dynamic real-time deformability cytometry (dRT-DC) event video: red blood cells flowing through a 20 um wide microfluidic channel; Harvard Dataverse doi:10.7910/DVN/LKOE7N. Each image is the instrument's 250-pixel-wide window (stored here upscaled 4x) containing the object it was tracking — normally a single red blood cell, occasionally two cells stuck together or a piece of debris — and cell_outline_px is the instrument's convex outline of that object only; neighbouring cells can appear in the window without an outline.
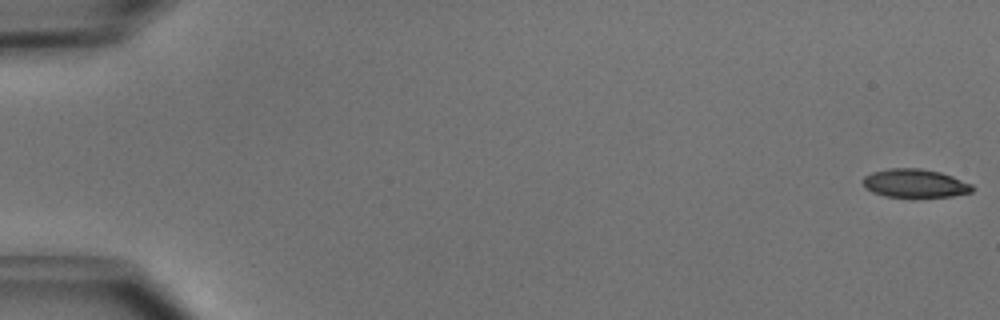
{"species": "common noctule bat (a hibernating species)", "species_latin": "Nyctalus noctula", "temperature_condition": "cold", "stored_images_in_passage": 47, "camera_frame_rate_fps": 3000, "um_per_image_px": 0.085, "animal": {"sex": "male", "body_mass_g": 15.6}, "frame": {"image": 1, "passage_image": 1, "time_ms": 0.0, "image_size_px": [1000, 320], "cell_outline_px": [[972, 192], [952, 196], [884, 196], [872, 192], [864, 188], [864, 176], [872, 172], [888, 168], [920, 168], [940, 172], [952, 176], [972, 184]], "centroid_in_image_um": [77.75, 15.56], "position_along_channel_um": 7.3, "area_um2": 17.92}}
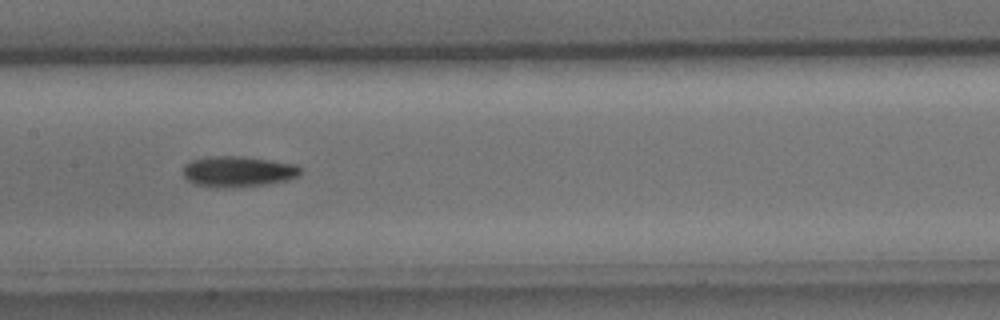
{"frame": {"image": 2, "passage_image": 26, "time_ms": 8.333, "image_size_px": [1000, 320], "cell_outline_px": [[300, 172], [296, 176], [284, 180], [264, 184], [228, 188], [196, 184], [188, 180], [184, 176], [184, 164], [192, 160], [208, 156], [244, 156], [296, 164], [300, 168]], "centroid_in_image_um": [20.2, 14.56], "position_along_channel_um": 187.2, "area_um2": 20.69}}
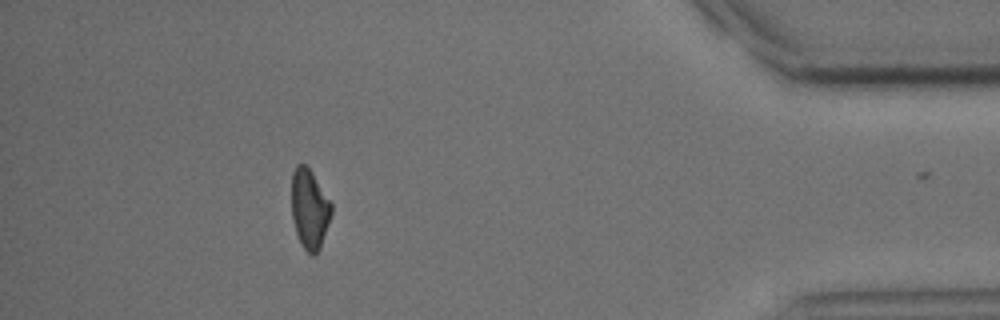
{"frame": {"image": 3, "passage_image": 46, "time_ms": 15.0, "image_size_px": [1000, 320], "cell_outline_px": [[332, 212], [320, 248], [312, 256], [304, 248], [296, 232], [292, 220], [292, 172], [296, 164], [304, 164], [312, 172], [332, 204]], "centroid_in_image_um": [26.3, 17.74], "position_along_channel_um": 408.9, "area_um2": 18.26}, "authors_computed_cell_mechanics": {"area_um2": 19.652, "velocity_mm_per_s": 4.0225, "shape_relaxation_time_tau1_ms": 3.6693, "shape_relaxation_time_tau2_ms": 9.2179, "deformation_change_tau1": 0.1334, "deformation_change_tau2": 0.1889}}